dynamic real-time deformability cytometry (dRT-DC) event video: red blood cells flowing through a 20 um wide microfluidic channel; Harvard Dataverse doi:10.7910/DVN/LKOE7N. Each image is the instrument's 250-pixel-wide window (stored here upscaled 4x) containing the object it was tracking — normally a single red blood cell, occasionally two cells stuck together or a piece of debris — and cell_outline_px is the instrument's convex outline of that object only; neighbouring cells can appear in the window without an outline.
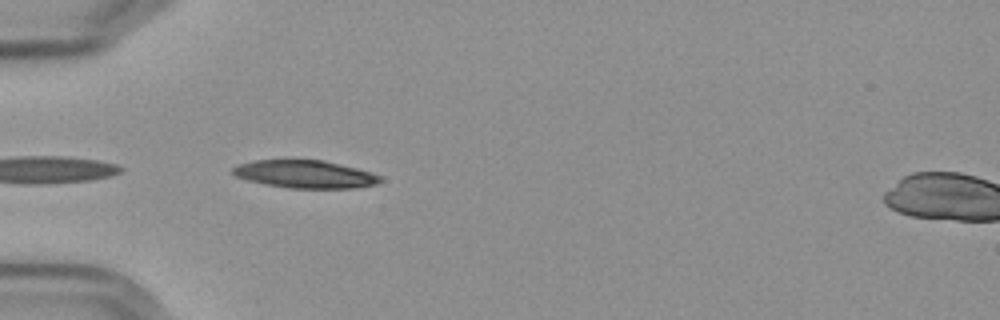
{"species": "Egyptian fruit bat (a non-hibernating species)", "species_latin": "Rousettus aegyptiacus", "temperature_condition": "cold", "stored_images_in_passage": 20, "camera_frame_rate_fps": 3000, "um_per_image_px": 0.085, "frame": {"image": 1, "passage_image": 1, "time_ms": 0.0, "image_size_px": [1000, 320], "cell_outline_px": [[384, 180], [376, 184], [356, 188], [292, 188], [264, 184], [248, 180], [236, 176], [232, 172], [232, 168], [240, 164], [256, 160], [284, 156], [324, 160], [356, 168], [380, 176]], "centroid_in_image_um": [25.89, 14.76], "position_along_channel_um": 59.1, "area_um2": 24.62}}
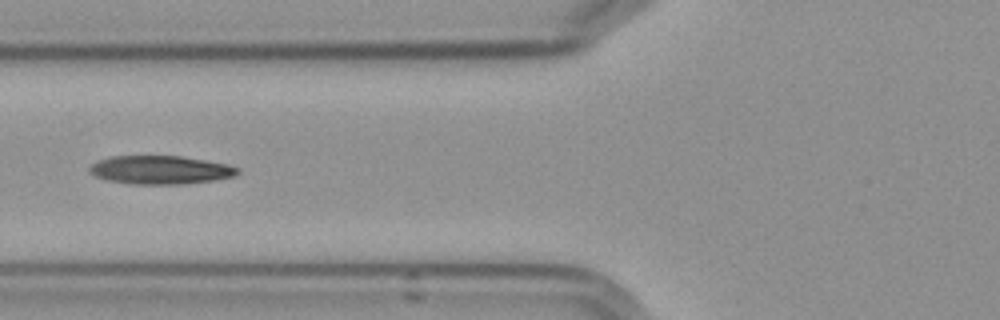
{"frame": {"image": 2, "passage_image": 6, "time_ms": 1.667, "image_size_px": [1000, 320], "cell_outline_px": [[240, 172], [236, 176], [212, 180], [176, 184], [132, 184], [108, 180], [96, 176], [88, 172], [88, 168], [96, 160], [112, 156], [180, 156], [228, 164], [240, 168]], "centroid_in_image_um": [13.62, 14.43], "position_along_channel_um": 112.2, "area_um2": 24.51}}
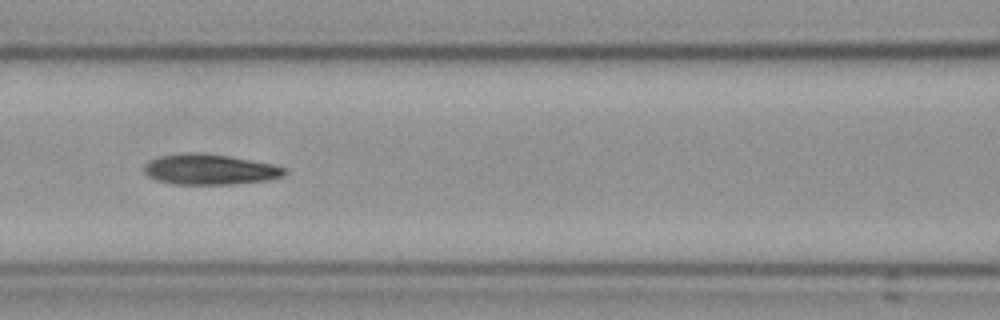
{"frame": {"image": 3, "passage_image": 9, "time_ms": 2.667, "image_size_px": [1000, 320], "cell_outline_px": [[288, 172], [284, 176], [268, 180], [232, 184], [176, 184], [156, 180], [148, 176], [144, 172], [144, 164], [160, 156], [192, 152], [196, 152], [228, 156], [272, 164], [288, 168]], "centroid_in_image_um": [17.87, 14.41], "position_along_channel_um": 148.7, "area_um2": 24.85}}